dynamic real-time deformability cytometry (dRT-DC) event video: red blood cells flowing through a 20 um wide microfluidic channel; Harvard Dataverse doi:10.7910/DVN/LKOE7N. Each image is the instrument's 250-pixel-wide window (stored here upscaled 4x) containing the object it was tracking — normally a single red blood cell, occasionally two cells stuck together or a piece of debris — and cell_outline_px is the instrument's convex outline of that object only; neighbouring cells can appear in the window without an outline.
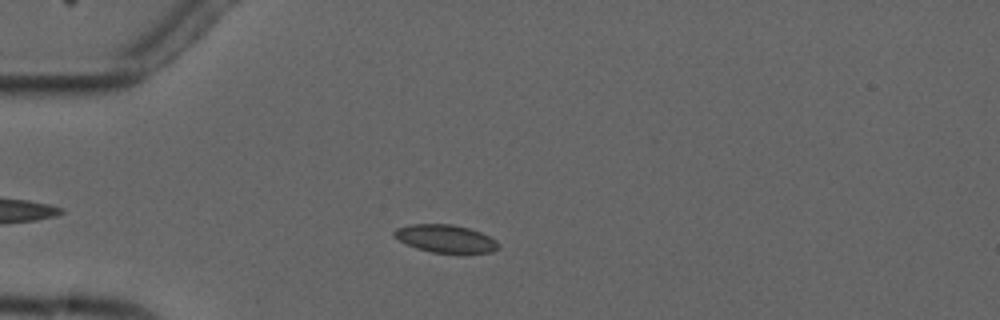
{"species": "common noctule bat (a hibernating species)", "species_latin": "Nyctalus noctula", "temperature_condition": "cold", "stored_images_in_passage": 3, "camera_frame_rate_fps": 3000, "um_per_image_px": 0.085, "animal": {"sex": "male", "forearm_length_mm": 52.5}, "frame": {"image": 1, "passage_image": 2, "time_ms": 1.0, "image_size_px": [1000, 320], "cell_outline_px": [[500, 248], [492, 252], [432, 252], [416, 248], [392, 236], [392, 232], [396, 228], [408, 224], [452, 224], [468, 228], [480, 232], [496, 240], [500, 244]], "centroid_in_image_um": [37.85, 20.27], "position_along_channel_um": 47.1, "area_um2": 16.76}}